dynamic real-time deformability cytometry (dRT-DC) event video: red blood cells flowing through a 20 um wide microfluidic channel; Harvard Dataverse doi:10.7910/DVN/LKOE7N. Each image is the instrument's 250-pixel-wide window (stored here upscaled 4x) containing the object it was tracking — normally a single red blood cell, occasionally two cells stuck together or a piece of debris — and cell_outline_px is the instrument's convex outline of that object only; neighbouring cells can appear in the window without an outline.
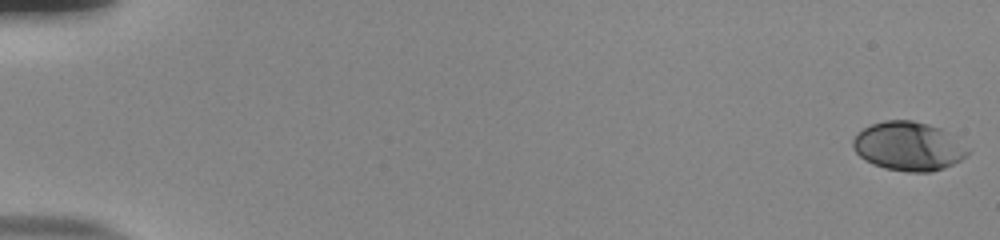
{"species": "human", "species_latin": "Homo sapiens", "temperature_condition": "room temperature", "stored_images_in_passage": 56, "camera_frame_rate_fps": 3000, "um_per_image_px": 0.085, "donor": {"sex": "male"}, "frame": {"image": 1, "passage_image": 1, "time_ms": 0.0, "image_size_px": [1000, 240], "cell_outline_px": [[968, 152], [960, 160], [944, 168], [932, 172], [908, 172], [884, 168], [872, 164], [864, 160], [852, 148], [852, 140], [864, 128], [872, 124], [884, 120], [912, 120], [928, 124], [940, 128], [948, 132], [968, 148]], "centroid_in_image_um": [77.2, 12.44], "position_along_channel_um": 7.8, "area_um2": 32.6}}
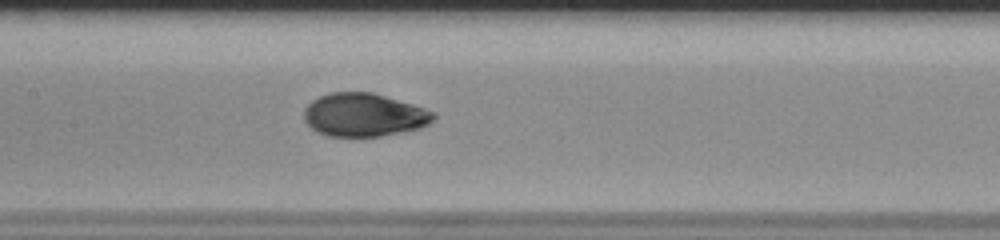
{"frame": {"image": 2, "passage_image": 29, "time_ms": 9.333, "image_size_px": [1000, 240], "cell_outline_px": [[436, 116], [428, 124], [420, 128], [404, 132], [380, 136], [328, 136], [316, 132], [304, 120], [304, 108], [312, 100], [328, 92], [372, 92], [412, 104], [436, 112]], "centroid_in_image_um": [30.93, 9.76], "position_along_channel_um": 176.5, "area_um2": 32.71}}
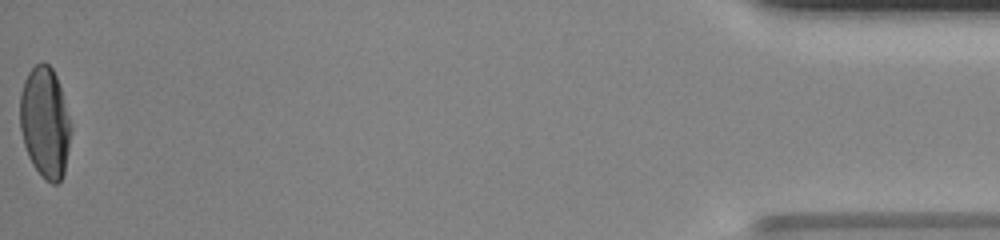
{"frame": {"image": 3, "passage_image": 56, "time_ms": 18.333, "image_size_px": [1000, 240], "cell_outline_px": [[72, 128], [64, 172], [60, 180], [56, 184], [52, 184], [44, 180], [32, 164], [28, 156], [24, 144], [20, 128], [20, 92], [24, 80], [28, 72], [36, 64], [48, 64], [52, 68], [56, 76], [60, 88]], "centroid_in_image_um": [3.81, 10.44], "position_along_channel_um": 431.4, "area_um2": 32.77}, "authors_computed_cell_mechanics": {"area_um2": 32.4258, "velocity_mm_per_s": 3.7922, "shape_relaxation_time_tau1_ms": 4.2614, "shape_relaxation_time_tau2_ms": null, "deformation_change_tau1": 0.1883, "deformation_change_tau2": null}}